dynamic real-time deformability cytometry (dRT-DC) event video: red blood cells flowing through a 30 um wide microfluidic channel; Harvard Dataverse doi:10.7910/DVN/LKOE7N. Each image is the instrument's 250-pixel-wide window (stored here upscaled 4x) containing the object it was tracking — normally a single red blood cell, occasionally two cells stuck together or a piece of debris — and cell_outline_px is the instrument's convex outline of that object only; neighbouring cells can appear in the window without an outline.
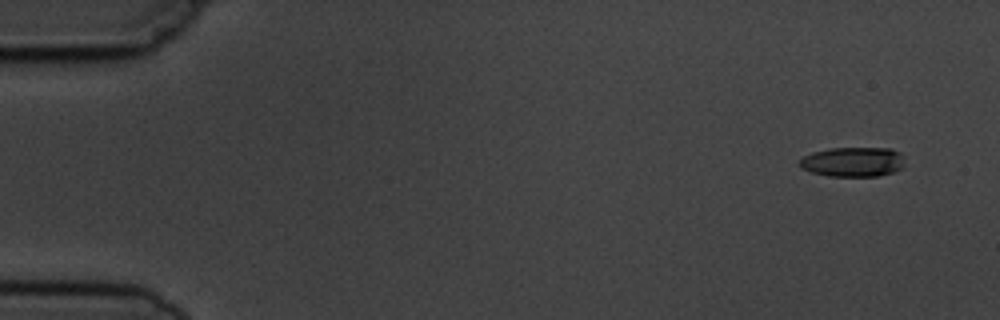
{"species": "common noctule bat (a hibernating species)", "species_latin": "Nyctalus noctula", "temperature_condition": "cold", "stored_images_in_passage": 5, "camera_frame_rate_fps": 3000, "um_per_image_px": 0.085, "animal": {"sex": "male", "body_mass_g": 19.5, "forearm_length_mm": 54.6}, "frame": {"image": 1, "passage_image": 1, "time_ms": 0.0, "image_size_px": [1000, 320], "cell_outline_px": [[904, 168], [896, 172], [880, 176], [828, 176], [812, 172], [800, 168], [796, 164], [804, 156], [812, 152], [832, 148], [892, 148], [900, 152], [904, 164]], "centroid_in_image_um": [72.51, 13.76], "position_along_channel_um": 12.5, "area_um2": 18.5}}
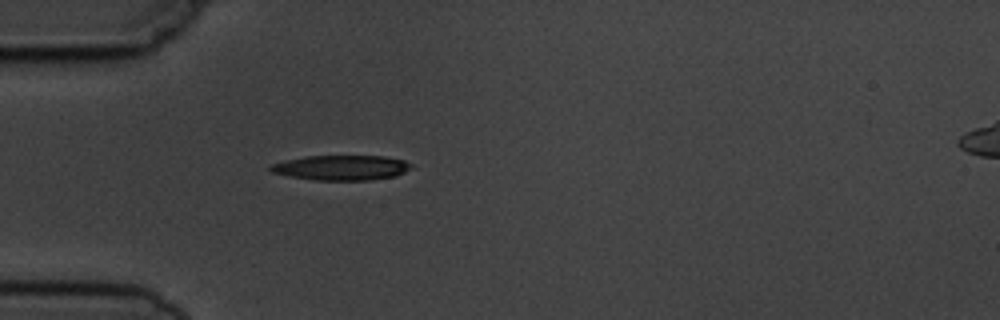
{"frame": {"image": 2, "passage_image": 5, "time_ms": 4.333, "image_size_px": [1000, 320], "cell_outline_px": [[412, 168], [396, 176], [368, 180], [316, 180], [292, 176], [272, 172], [268, 168], [272, 164], [304, 156], [384, 156], [404, 160], [412, 164]], "centroid_in_image_um": [29.06, 14.25], "position_along_channel_um": 55.9, "area_um2": 20.29}}